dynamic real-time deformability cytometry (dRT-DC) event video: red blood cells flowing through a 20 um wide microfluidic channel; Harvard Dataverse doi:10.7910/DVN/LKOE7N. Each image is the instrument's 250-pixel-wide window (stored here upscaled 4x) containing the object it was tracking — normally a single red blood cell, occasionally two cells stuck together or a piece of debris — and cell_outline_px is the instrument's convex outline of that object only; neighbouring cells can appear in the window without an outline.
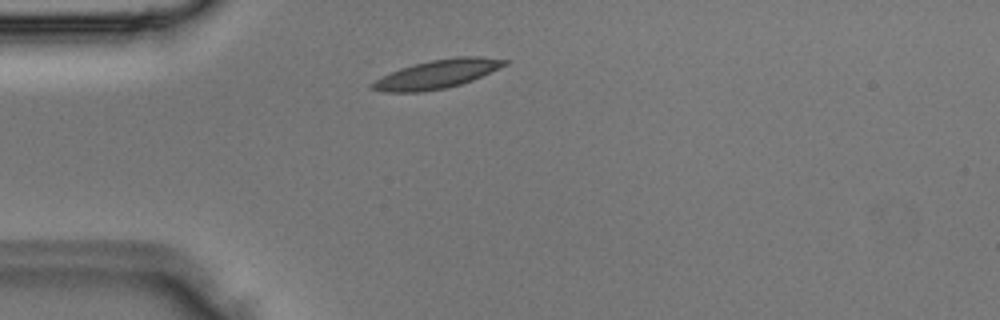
{"species": "Egyptian fruit bat (a non-hibernating species)", "species_latin": "Rousettus aegyptiacus", "temperature_condition": "room temperature", "stored_images_in_passage": 1, "camera_frame_rate_fps": 3000, "um_per_image_px": 0.085, "animal": {"sex": "male"}, "frame": {"image": 1, "passage_image": 1, "time_ms": 0.0, "image_size_px": [1000, 320], "cell_outline_px": [[508, 64], [472, 80], [460, 84], [444, 88], [420, 92], [384, 92], [368, 88], [368, 84], [400, 68], [432, 60], [460, 56], [480, 56], [508, 60]], "centroid_in_image_um": [37.14, 6.3], "position_along_channel_um": 47.9, "area_um2": 21.79}}